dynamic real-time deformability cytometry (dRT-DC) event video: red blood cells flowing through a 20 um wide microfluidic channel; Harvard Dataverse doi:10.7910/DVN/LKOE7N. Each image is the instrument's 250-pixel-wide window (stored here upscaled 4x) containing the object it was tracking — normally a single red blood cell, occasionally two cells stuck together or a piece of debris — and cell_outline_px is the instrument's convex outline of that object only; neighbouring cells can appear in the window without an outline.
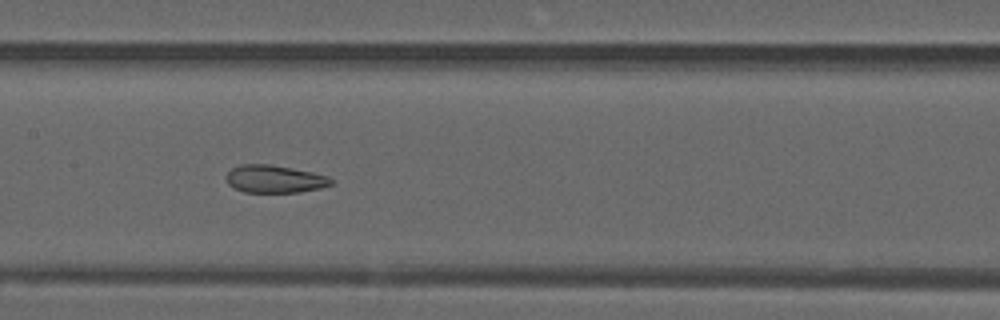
{"species": "common noctule bat (a hibernating species)", "species_latin": "Nyctalus noctula", "temperature_condition": "warm", "stored_images_in_passage": 50, "camera_frame_rate_fps": 3000, "um_per_image_px": 0.085, "animal": {"sex": "male", "forearm_length_mm": 52.5}, "frame": {"image": 1, "passage_image": 24, "time_ms": 7.667, "image_size_px": [1000, 320], "cell_outline_px": [[332, 184], [320, 188], [300, 192], [244, 192], [228, 184], [224, 176], [232, 168], [240, 164], [268, 164], [312, 172], [328, 176], [332, 180]], "centroid_in_image_um": [23.31, 15.21], "position_along_channel_um": 184.1, "area_um2": 16.82}}
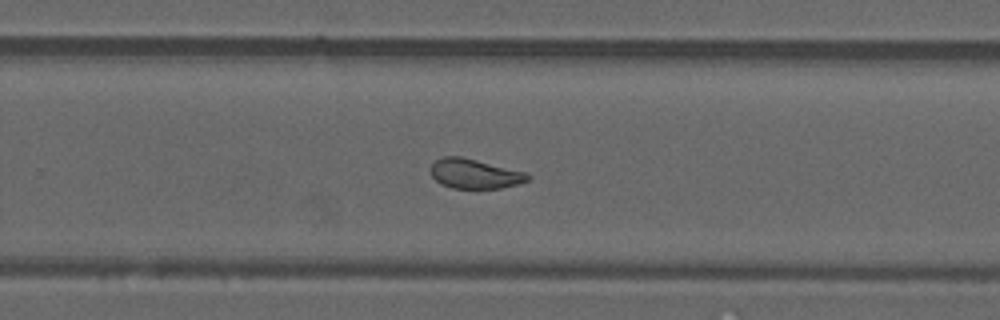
{"frame": {"image": 2, "passage_image": 32, "time_ms": 10.333, "image_size_px": [1000, 320], "cell_outline_px": [[532, 176], [528, 180], [516, 184], [500, 188], [452, 188], [440, 184], [432, 176], [428, 168], [436, 160], [444, 156], [460, 156], [524, 172]], "centroid_in_image_um": [40.29, 14.77], "position_along_channel_um": 289.5, "area_um2": 16.59}}
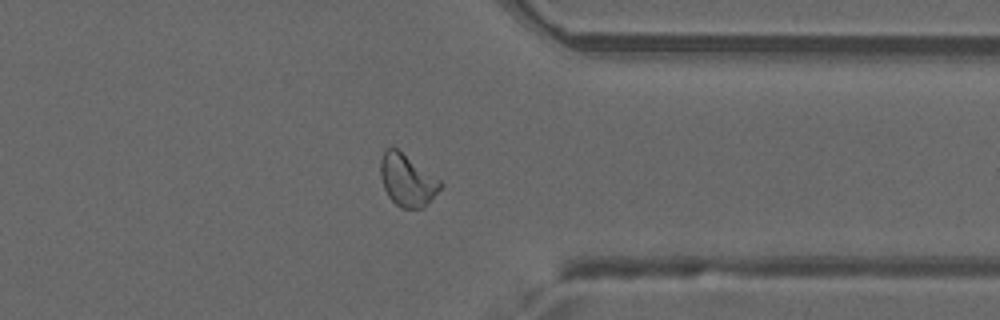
{"frame": {"image": 3, "passage_image": 39, "time_ms": 12.667, "image_size_px": [1000, 320], "cell_outline_px": [[444, 184], [424, 208], [400, 208], [388, 196], [384, 188], [380, 176], [380, 160], [384, 152], [392, 144], [440, 180]], "centroid_in_image_um": [34.6, 15.3], "position_along_channel_um": 376.8, "area_um2": 18.21}, "authors_computed_cell_mechanics": {"area_um2": 19.1607, "velocity_mm_per_s": 3.9713, "shape_relaxation_time_tau1_ms": null, "shape_relaxation_time_tau2_ms": 1.584, "deformation_change_tau1": null, "deformation_change_tau2": 0.0766}}